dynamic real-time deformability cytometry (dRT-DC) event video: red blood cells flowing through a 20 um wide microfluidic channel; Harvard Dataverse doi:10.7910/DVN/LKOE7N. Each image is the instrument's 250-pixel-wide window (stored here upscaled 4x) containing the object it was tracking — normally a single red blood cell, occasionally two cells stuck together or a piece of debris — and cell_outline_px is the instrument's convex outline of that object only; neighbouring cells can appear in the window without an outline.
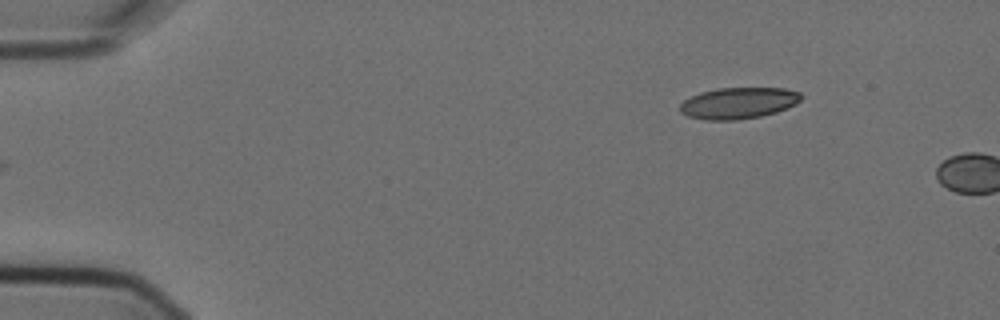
{"species": "Egyptian fruit bat (a non-hibernating species)", "species_latin": "Rousettus aegyptiacus", "temperature_condition": "cold", "stored_images_in_passage": 4, "camera_frame_rate_fps": 3000, "um_per_image_px": 0.085, "animal": {"sex": "female"}, "frame": {"image": 1, "passage_image": 4, "time_ms": 1.0, "image_size_px": [1000, 320], "cell_outline_px": [[804, 96], [796, 104], [788, 108], [776, 112], [760, 116], [736, 120], [704, 120], [688, 116], [680, 112], [680, 104], [684, 100], [700, 92], [716, 88], [784, 88], [800, 92]], "centroid_in_image_um": [62.78, 8.76], "position_along_channel_um": 22.2, "area_um2": 22.25}}